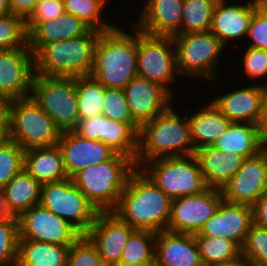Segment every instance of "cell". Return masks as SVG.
Instances as JSON below:
<instances>
[{
  "label": "cell",
  "mask_w": 267,
  "mask_h": 266,
  "mask_svg": "<svg viewBox=\"0 0 267 266\" xmlns=\"http://www.w3.org/2000/svg\"><path fill=\"white\" fill-rule=\"evenodd\" d=\"M171 203L172 199L137 167L112 212L135 230L158 233L168 228Z\"/></svg>",
  "instance_id": "6da1fadb"
},
{
  "label": "cell",
  "mask_w": 267,
  "mask_h": 266,
  "mask_svg": "<svg viewBox=\"0 0 267 266\" xmlns=\"http://www.w3.org/2000/svg\"><path fill=\"white\" fill-rule=\"evenodd\" d=\"M130 26L135 34L116 24L98 39L90 76L107 88L124 89L138 76L137 27L132 22Z\"/></svg>",
  "instance_id": "7a4b0ae2"
},
{
  "label": "cell",
  "mask_w": 267,
  "mask_h": 266,
  "mask_svg": "<svg viewBox=\"0 0 267 266\" xmlns=\"http://www.w3.org/2000/svg\"><path fill=\"white\" fill-rule=\"evenodd\" d=\"M172 106L139 128L136 167L157 158L195 154L188 115H179Z\"/></svg>",
  "instance_id": "3957f363"
},
{
  "label": "cell",
  "mask_w": 267,
  "mask_h": 266,
  "mask_svg": "<svg viewBox=\"0 0 267 266\" xmlns=\"http://www.w3.org/2000/svg\"><path fill=\"white\" fill-rule=\"evenodd\" d=\"M101 31L44 44L34 55V74L47 77L89 76Z\"/></svg>",
  "instance_id": "277c9868"
},
{
  "label": "cell",
  "mask_w": 267,
  "mask_h": 266,
  "mask_svg": "<svg viewBox=\"0 0 267 266\" xmlns=\"http://www.w3.org/2000/svg\"><path fill=\"white\" fill-rule=\"evenodd\" d=\"M136 168L133 159L115 153L109 160L79 171L72 180L99 212H108L118 205Z\"/></svg>",
  "instance_id": "5b68a950"
},
{
  "label": "cell",
  "mask_w": 267,
  "mask_h": 266,
  "mask_svg": "<svg viewBox=\"0 0 267 266\" xmlns=\"http://www.w3.org/2000/svg\"><path fill=\"white\" fill-rule=\"evenodd\" d=\"M3 106L9 140L24 150L57 145L61 131L31 96L8 101Z\"/></svg>",
  "instance_id": "8992f818"
},
{
  "label": "cell",
  "mask_w": 267,
  "mask_h": 266,
  "mask_svg": "<svg viewBox=\"0 0 267 266\" xmlns=\"http://www.w3.org/2000/svg\"><path fill=\"white\" fill-rule=\"evenodd\" d=\"M177 71L181 77L200 78L212 82L218 74V59L225 51L219 39L206 32L174 35ZM217 70V73H216ZM193 76V77H192ZM207 78V79H206ZM215 79V80H214Z\"/></svg>",
  "instance_id": "52a82bcc"
},
{
  "label": "cell",
  "mask_w": 267,
  "mask_h": 266,
  "mask_svg": "<svg viewBox=\"0 0 267 266\" xmlns=\"http://www.w3.org/2000/svg\"><path fill=\"white\" fill-rule=\"evenodd\" d=\"M30 96L52 118L61 132L74 131L80 121L76 77L34 74Z\"/></svg>",
  "instance_id": "ba28073f"
},
{
  "label": "cell",
  "mask_w": 267,
  "mask_h": 266,
  "mask_svg": "<svg viewBox=\"0 0 267 266\" xmlns=\"http://www.w3.org/2000/svg\"><path fill=\"white\" fill-rule=\"evenodd\" d=\"M140 168L171 199L199 194L207 188L194 154L153 159Z\"/></svg>",
  "instance_id": "9c48e42d"
},
{
  "label": "cell",
  "mask_w": 267,
  "mask_h": 266,
  "mask_svg": "<svg viewBox=\"0 0 267 266\" xmlns=\"http://www.w3.org/2000/svg\"><path fill=\"white\" fill-rule=\"evenodd\" d=\"M40 204L65 219L81 235L89 232L99 213L72 178L42 184Z\"/></svg>",
  "instance_id": "30bf717a"
},
{
  "label": "cell",
  "mask_w": 267,
  "mask_h": 266,
  "mask_svg": "<svg viewBox=\"0 0 267 266\" xmlns=\"http://www.w3.org/2000/svg\"><path fill=\"white\" fill-rule=\"evenodd\" d=\"M137 68L139 77L163 86L174 97L170 85L181 76L172 37L150 35L137 28Z\"/></svg>",
  "instance_id": "8fae6325"
},
{
  "label": "cell",
  "mask_w": 267,
  "mask_h": 266,
  "mask_svg": "<svg viewBox=\"0 0 267 266\" xmlns=\"http://www.w3.org/2000/svg\"><path fill=\"white\" fill-rule=\"evenodd\" d=\"M223 200L220 190L213 187H207L199 194L172 199L167 230L177 233H199Z\"/></svg>",
  "instance_id": "7c38bea8"
},
{
  "label": "cell",
  "mask_w": 267,
  "mask_h": 266,
  "mask_svg": "<svg viewBox=\"0 0 267 266\" xmlns=\"http://www.w3.org/2000/svg\"><path fill=\"white\" fill-rule=\"evenodd\" d=\"M19 239L72 245L81 234L65 219L42 204L32 206L18 217Z\"/></svg>",
  "instance_id": "4fadbf2b"
},
{
  "label": "cell",
  "mask_w": 267,
  "mask_h": 266,
  "mask_svg": "<svg viewBox=\"0 0 267 266\" xmlns=\"http://www.w3.org/2000/svg\"><path fill=\"white\" fill-rule=\"evenodd\" d=\"M34 76L33 52L29 47L0 50V101L29 97Z\"/></svg>",
  "instance_id": "5bb4252c"
},
{
  "label": "cell",
  "mask_w": 267,
  "mask_h": 266,
  "mask_svg": "<svg viewBox=\"0 0 267 266\" xmlns=\"http://www.w3.org/2000/svg\"><path fill=\"white\" fill-rule=\"evenodd\" d=\"M222 198L234 204L253 206L267 191V155L264 150L245 158L236 174L220 189Z\"/></svg>",
  "instance_id": "9a60e30c"
},
{
  "label": "cell",
  "mask_w": 267,
  "mask_h": 266,
  "mask_svg": "<svg viewBox=\"0 0 267 266\" xmlns=\"http://www.w3.org/2000/svg\"><path fill=\"white\" fill-rule=\"evenodd\" d=\"M123 90L133 121L139 127L175 104L176 98L163 86L139 76L132 79Z\"/></svg>",
  "instance_id": "2e32d148"
},
{
  "label": "cell",
  "mask_w": 267,
  "mask_h": 266,
  "mask_svg": "<svg viewBox=\"0 0 267 266\" xmlns=\"http://www.w3.org/2000/svg\"><path fill=\"white\" fill-rule=\"evenodd\" d=\"M135 231L112 211L99 212L86 234L96 245L105 266H115L130 235Z\"/></svg>",
  "instance_id": "e0dca14e"
},
{
  "label": "cell",
  "mask_w": 267,
  "mask_h": 266,
  "mask_svg": "<svg viewBox=\"0 0 267 266\" xmlns=\"http://www.w3.org/2000/svg\"><path fill=\"white\" fill-rule=\"evenodd\" d=\"M57 145L68 178H73L85 168L109 160L116 153L101 141L83 138L75 131L61 132Z\"/></svg>",
  "instance_id": "ac0fdd59"
},
{
  "label": "cell",
  "mask_w": 267,
  "mask_h": 266,
  "mask_svg": "<svg viewBox=\"0 0 267 266\" xmlns=\"http://www.w3.org/2000/svg\"><path fill=\"white\" fill-rule=\"evenodd\" d=\"M252 223V206L223 200L216 213L194 236L222 237L232 240L242 248Z\"/></svg>",
  "instance_id": "d6986e66"
},
{
  "label": "cell",
  "mask_w": 267,
  "mask_h": 266,
  "mask_svg": "<svg viewBox=\"0 0 267 266\" xmlns=\"http://www.w3.org/2000/svg\"><path fill=\"white\" fill-rule=\"evenodd\" d=\"M258 6L259 4L254 3L252 0L245 1L244 4H228V0H218L210 31L225 48L235 40H237L235 42L238 44L240 38L247 37L250 21Z\"/></svg>",
  "instance_id": "ffe728a7"
},
{
  "label": "cell",
  "mask_w": 267,
  "mask_h": 266,
  "mask_svg": "<svg viewBox=\"0 0 267 266\" xmlns=\"http://www.w3.org/2000/svg\"><path fill=\"white\" fill-rule=\"evenodd\" d=\"M136 22L140 31L154 36L181 34L184 0H145Z\"/></svg>",
  "instance_id": "44dd1931"
},
{
  "label": "cell",
  "mask_w": 267,
  "mask_h": 266,
  "mask_svg": "<svg viewBox=\"0 0 267 266\" xmlns=\"http://www.w3.org/2000/svg\"><path fill=\"white\" fill-rule=\"evenodd\" d=\"M255 84V85H254ZM263 83H253L236 88L213 98V105L232 123H251L258 125L261 116Z\"/></svg>",
  "instance_id": "7402d4cb"
},
{
  "label": "cell",
  "mask_w": 267,
  "mask_h": 266,
  "mask_svg": "<svg viewBox=\"0 0 267 266\" xmlns=\"http://www.w3.org/2000/svg\"><path fill=\"white\" fill-rule=\"evenodd\" d=\"M155 266H204L194 234L169 230L156 233Z\"/></svg>",
  "instance_id": "603a6c76"
},
{
  "label": "cell",
  "mask_w": 267,
  "mask_h": 266,
  "mask_svg": "<svg viewBox=\"0 0 267 266\" xmlns=\"http://www.w3.org/2000/svg\"><path fill=\"white\" fill-rule=\"evenodd\" d=\"M90 30L82 20L64 12L50 21L36 23L27 32L28 46L34 55L44 44L83 36Z\"/></svg>",
  "instance_id": "cb8c5ba5"
},
{
  "label": "cell",
  "mask_w": 267,
  "mask_h": 266,
  "mask_svg": "<svg viewBox=\"0 0 267 266\" xmlns=\"http://www.w3.org/2000/svg\"><path fill=\"white\" fill-rule=\"evenodd\" d=\"M207 187L220 189L242 166L244 157L225 153L213 146L199 148L194 154Z\"/></svg>",
  "instance_id": "d4e9b609"
},
{
  "label": "cell",
  "mask_w": 267,
  "mask_h": 266,
  "mask_svg": "<svg viewBox=\"0 0 267 266\" xmlns=\"http://www.w3.org/2000/svg\"><path fill=\"white\" fill-rule=\"evenodd\" d=\"M188 116L191 140L195 151L213 144L230 127L232 122L210 101Z\"/></svg>",
  "instance_id": "484cf974"
},
{
  "label": "cell",
  "mask_w": 267,
  "mask_h": 266,
  "mask_svg": "<svg viewBox=\"0 0 267 266\" xmlns=\"http://www.w3.org/2000/svg\"><path fill=\"white\" fill-rule=\"evenodd\" d=\"M24 169L41 185L68 178L58 145L26 149Z\"/></svg>",
  "instance_id": "4316f807"
},
{
  "label": "cell",
  "mask_w": 267,
  "mask_h": 266,
  "mask_svg": "<svg viewBox=\"0 0 267 266\" xmlns=\"http://www.w3.org/2000/svg\"><path fill=\"white\" fill-rule=\"evenodd\" d=\"M264 142L257 125L238 122L232 123L213 147L249 158L263 150Z\"/></svg>",
  "instance_id": "83f0119b"
},
{
  "label": "cell",
  "mask_w": 267,
  "mask_h": 266,
  "mask_svg": "<svg viewBox=\"0 0 267 266\" xmlns=\"http://www.w3.org/2000/svg\"><path fill=\"white\" fill-rule=\"evenodd\" d=\"M41 184L25 169L3 187L8 215L19 217L41 201Z\"/></svg>",
  "instance_id": "f1b7e54d"
},
{
  "label": "cell",
  "mask_w": 267,
  "mask_h": 266,
  "mask_svg": "<svg viewBox=\"0 0 267 266\" xmlns=\"http://www.w3.org/2000/svg\"><path fill=\"white\" fill-rule=\"evenodd\" d=\"M70 246L19 239L17 266H67Z\"/></svg>",
  "instance_id": "f546056e"
},
{
  "label": "cell",
  "mask_w": 267,
  "mask_h": 266,
  "mask_svg": "<svg viewBox=\"0 0 267 266\" xmlns=\"http://www.w3.org/2000/svg\"><path fill=\"white\" fill-rule=\"evenodd\" d=\"M105 86L93 77H76L77 109L79 119L102 114Z\"/></svg>",
  "instance_id": "4dcf8cb0"
},
{
  "label": "cell",
  "mask_w": 267,
  "mask_h": 266,
  "mask_svg": "<svg viewBox=\"0 0 267 266\" xmlns=\"http://www.w3.org/2000/svg\"><path fill=\"white\" fill-rule=\"evenodd\" d=\"M63 3L65 12L79 18L91 29L104 32L116 26L104 17L108 0H63Z\"/></svg>",
  "instance_id": "1f68e13d"
},
{
  "label": "cell",
  "mask_w": 267,
  "mask_h": 266,
  "mask_svg": "<svg viewBox=\"0 0 267 266\" xmlns=\"http://www.w3.org/2000/svg\"><path fill=\"white\" fill-rule=\"evenodd\" d=\"M218 0H184L181 34L210 30Z\"/></svg>",
  "instance_id": "d6a6232c"
},
{
  "label": "cell",
  "mask_w": 267,
  "mask_h": 266,
  "mask_svg": "<svg viewBox=\"0 0 267 266\" xmlns=\"http://www.w3.org/2000/svg\"><path fill=\"white\" fill-rule=\"evenodd\" d=\"M104 144L116 153L126 155L136 161L138 133L128 123L110 120L106 116Z\"/></svg>",
  "instance_id": "836d02e7"
},
{
  "label": "cell",
  "mask_w": 267,
  "mask_h": 266,
  "mask_svg": "<svg viewBox=\"0 0 267 266\" xmlns=\"http://www.w3.org/2000/svg\"><path fill=\"white\" fill-rule=\"evenodd\" d=\"M204 266L231 260L241 254V248L232 240L214 236H194Z\"/></svg>",
  "instance_id": "e575fe53"
},
{
  "label": "cell",
  "mask_w": 267,
  "mask_h": 266,
  "mask_svg": "<svg viewBox=\"0 0 267 266\" xmlns=\"http://www.w3.org/2000/svg\"><path fill=\"white\" fill-rule=\"evenodd\" d=\"M156 233L135 230L124 246L120 263L155 264Z\"/></svg>",
  "instance_id": "d590c367"
},
{
  "label": "cell",
  "mask_w": 267,
  "mask_h": 266,
  "mask_svg": "<svg viewBox=\"0 0 267 266\" xmlns=\"http://www.w3.org/2000/svg\"><path fill=\"white\" fill-rule=\"evenodd\" d=\"M19 247L18 217L0 221V266H17Z\"/></svg>",
  "instance_id": "8d00e7d4"
},
{
  "label": "cell",
  "mask_w": 267,
  "mask_h": 266,
  "mask_svg": "<svg viewBox=\"0 0 267 266\" xmlns=\"http://www.w3.org/2000/svg\"><path fill=\"white\" fill-rule=\"evenodd\" d=\"M24 153V149L8 138L0 144V188L24 169Z\"/></svg>",
  "instance_id": "74e56055"
},
{
  "label": "cell",
  "mask_w": 267,
  "mask_h": 266,
  "mask_svg": "<svg viewBox=\"0 0 267 266\" xmlns=\"http://www.w3.org/2000/svg\"><path fill=\"white\" fill-rule=\"evenodd\" d=\"M28 46L25 21L12 13L0 15V50Z\"/></svg>",
  "instance_id": "f35d334b"
},
{
  "label": "cell",
  "mask_w": 267,
  "mask_h": 266,
  "mask_svg": "<svg viewBox=\"0 0 267 266\" xmlns=\"http://www.w3.org/2000/svg\"><path fill=\"white\" fill-rule=\"evenodd\" d=\"M102 114L110 120L128 123L139 132L140 127L133 121L123 89L105 87Z\"/></svg>",
  "instance_id": "ab89813d"
},
{
  "label": "cell",
  "mask_w": 267,
  "mask_h": 266,
  "mask_svg": "<svg viewBox=\"0 0 267 266\" xmlns=\"http://www.w3.org/2000/svg\"><path fill=\"white\" fill-rule=\"evenodd\" d=\"M241 254L251 263L267 266V229L252 223Z\"/></svg>",
  "instance_id": "60d3db41"
},
{
  "label": "cell",
  "mask_w": 267,
  "mask_h": 266,
  "mask_svg": "<svg viewBox=\"0 0 267 266\" xmlns=\"http://www.w3.org/2000/svg\"><path fill=\"white\" fill-rule=\"evenodd\" d=\"M67 266H105L96 245L87 235H81L71 246Z\"/></svg>",
  "instance_id": "b9f144b4"
},
{
  "label": "cell",
  "mask_w": 267,
  "mask_h": 266,
  "mask_svg": "<svg viewBox=\"0 0 267 266\" xmlns=\"http://www.w3.org/2000/svg\"><path fill=\"white\" fill-rule=\"evenodd\" d=\"M242 66L243 75H245L249 81L252 79L259 80L267 76V50L247 47L242 54ZM267 80V79H265ZM264 86L267 82H264Z\"/></svg>",
  "instance_id": "7bdbcfd3"
},
{
  "label": "cell",
  "mask_w": 267,
  "mask_h": 266,
  "mask_svg": "<svg viewBox=\"0 0 267 266\" xmlns=\"http://www.w3.org/2000/svg\"><path fill=\"white\" fill-rule=\"evenodd\" d=\"M247 47L267 50V3H260L250 21Z\"/></svg>",
  "instance_id": "ee69618b"
},
{
  "label": "cell",
  "mask_w": 267,
  "mask_h": 266,
  "mask_svg": "<svg viewBox=\"0 0 267 266\" xmlns=\"http://www.w3.org/2000/svg\"><path fill=\"white\" fill-rule=\"evenodd\" d=\"M65 12L63 0H42L37 2L33 13L25 21L28 32L36 23L47 22Z\"/></svg>",
  "instance_id": "f6af8a7d"
},
{
  "label": "cell",
  "mask_w": 267,
  "mask_h": 266,
  "mask_svg": "<svg viewBox=\"0 0 267 266\" xmlns=\"http://www.w3.org/2000/svg\"><path fill=\"white\" fill-rule=\"evenodd\" d=\"M105 129L106 116L101 114L86 119H80L74 131L83 138L104 143Z\"/></svg>",
  "instance_id": "bcb514c9"
},
{
  "label": "cell",
  "mask_w": 267,
  "mask_h": 266,
  "mask_svg": "<svg viewBox=\"0 0 267 266\" xmlns=\"http://www.w3.org/2000/svg\"><path fill=\"white\" fill-rule=\"evenodd\" d=\"M253 223L267 229V191L252 206Z\"/></svg>",
  "instance_id": "7dc6e473"
},
{
  "label": "cell",
  "mask_w": 267,
  "mask_h": 266,
  "mask_svg": "<svg viewBox=\"0 0 267 266\" xmlns=\"http://www.w3.org/2000/svg\"><path fill=\"white\" fill-rule=\"evenodd\" d=\"M11 13L26 21L33 13L37 0H9Z\"/></svg>",
  "instance_id": "c3c4849f"
},
{
  "label": "cell",
  "mask_w": 267,
  "mask_h": 266,
  "mask_svg": "<svg viewBox=\"0 0 267 266\" xmlns=\"http://www.w3.org/2000/svg\"><path fill=\"white\" fill-rule=\"evenodd\" d=\"M257 126L263 140L267 142V85L263 88L261 116Z\"/></svg>",
  "instance_id": "681fc988"
},
{
  "label": "cell",
  "mask_w": 267,
  "mask_h": 266,
  "mask_svg": "<svg viewBox=\"0 0 267 266\" xmlns=\"http://www.w3.org/2000/svg\"><path fill=\"white\" fill-rule=\"evenodd\" d=\"M248 263L249 261L242 254H240L239 256L231 260L215 264L212 266H246Z\"/></svg>",
  "instance_id": "f907efd6"
},
{
  "label": "cell",
  "mask_w": 267,
  "mask_h": 266,
  "mask_svg": "<svg viewBox=\"0 0 267 266\" xmlns=\"http://www.w3.org/2000/svg\"><path fill=\"white\" fill-rule=\"evenodd\" d=\"M7 138L6 113L4 106L0 108V144Z\"/></svg>",
  "instance_id": "816d5d0a"
},
{
  "label": "cell",
  "mask_w": 267,
  "mask_h": 266,
  "mask_svg": "<svg viewBox=\"0 0 267 266\" xmlns=\"http://www.w3.org/2000/svg\"><path fill=\"white\" fill-rule=\"evenodd\" d=\"M8 215L5 205V197L3 188H0V221L5 219Z\"/></svg>",
  "instance_id": "f5cc1de1"
},
{
  "label": "cell",
  "mask_w": 267,
  "mask_h": 266,
  "mask_svg": "<svg viewBox=\"0 0 267 266\" xmlns=\"http://www.w3.org/2000/svg\"><path fill=\"white\" fill-rule=\"evenodd\" d=\"M11 13L10 1L9 0H0V15H6Z\"/></svg>",
  "instance_id": "db71d44e"
},
{
  "label": "cell",
  "mask_w": 267,
  "mask_h": 266,
  "mask_svg": "<svg viewBox=\"0 0 267 266\" xmlns=\"http://www.w3.org/2000/svg\"><path fill=\"white\" fill-rule=\"evenodd\" d=\"M115 266H155V264L118 263Z\"/></svg>",
  "instance_id": "11a10c76"
},
{
  "label": "cell",
  "mask_w": 267,
  "mask_h": 266,
  "mask_svg": "<svg viewBox=\"0 0 267 266\" xmlns=\"http://www.w3.org/2000/svg\"><path fill=\"white\" fill-rule=\"evenodd\" d=\"M254 3L260 4V3H267V0H252Z\"/></svg>",
  "instance_id": "9f6ffc18"
},
{
  "label": "cell",
  "mask_w": 267,
  "mask_h": 266,
  "mask_svg": "<svg viewBox=\"0 0 267 266\" xmlns=\"http://www.w3.org/2000/svg\"><path fill=\"white\" fill-rule=\"evenodd\" d=\"M263 150L265 151V153H266V155H267V142H264Z\"/></svg>",
  "instance_id": "6f0895ef"
},
{
  "label": "cell",
  "mask_w": 267,
  "mask_h": 266,
  "mask_svg": "<svg viewBox=\"0 0 267 266\" xmlns=\"http://www.w3.org/2000/svg\"><path fill=\"white\" fill-rule=\"evenodd\" d=\"M246 266H260V265H256L254 263L249 262Z\"/></svg>",
  "instance_id": "680465c9"
}]
</instances>
